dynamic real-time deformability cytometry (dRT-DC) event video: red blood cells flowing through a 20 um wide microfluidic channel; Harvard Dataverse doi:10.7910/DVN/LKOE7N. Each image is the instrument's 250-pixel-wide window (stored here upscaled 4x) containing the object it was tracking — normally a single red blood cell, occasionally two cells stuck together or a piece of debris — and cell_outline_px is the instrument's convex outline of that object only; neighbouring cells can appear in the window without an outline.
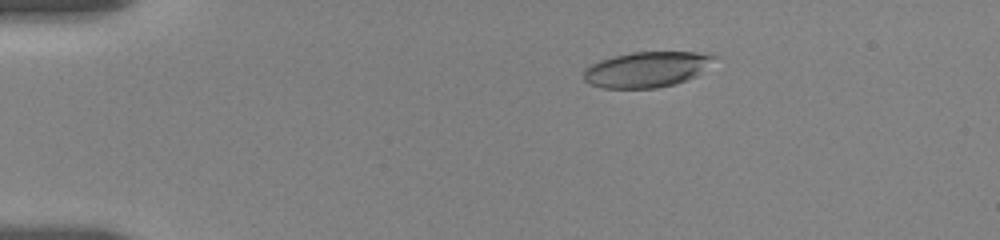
{"species": "human", "species_latin": "Homo sapiens", "temperature_condition": "room temperature", "stored_images_in_passage": 56, "camera_frame_rate_fps": 3000, "um_per_image_px": 0.085, "donor": {"sex": "female"}, "frame": {"image": 1, "passage_image": 13, "time_ms": 3.333, "image_size_px": [1000, 240], "cell_outline_px": [[720, 56], [696, 76], [676, 84], [656, 88], [600, 88], [588, 84], [584, 80], [584, 68], [588, 64], [612, 56], [632, 52], [708, 52]], "centroid_in_image_um": [54.97, 5.89], "position_along_channel_um": 30.0, "area_um2": 27.51}}
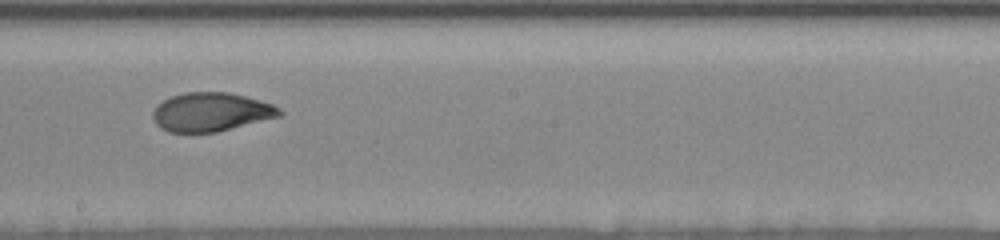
{"frame": {"image": 2, "passage_image": 35, "time_ms": 10.667, "image_size_px": [1000, 240], "cell_outline_px": [[284, 112], [280, 116], [216, 132], [168, 132], [160, 128], [156, 124], [152, 116], [152, 112], [156, 104], [172, 96], [184, 92], [228, 92], [244, 96], [272, 104], [280, 108]], "centroid_in_image_um": [17.9, 9.52], "position_along_channel_um": 230.3, "area_um2": 28.55}}
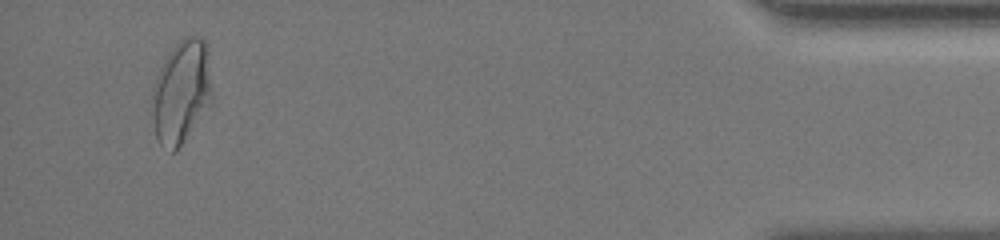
{"frame": {"image": 3, "passage_image": 53, "time_ms": 17.667, "image_size_px": [1000, 240], "cell_outline_px": [[212, 104], [176, 152], [172, 152], [160, 144], [156, 136], [152, 104], [152, 84], [168, 52], [184, 36], [200, 36], [208, 44]], "centroid_in_image_um": [15.44, 7.79], "position_along_channel_um": 419.8, "area_um2": 36.47}, "authors_computed_cell_mechanics": {"area_um2": 28.8711, "velocity_mm_per_s": 3.6356, "shape_relaxation_time_tau1_ms": 5.8636, "shape_relaxation_time_tau2_ms": 1.7701, "deformation_change_tau1": 0.1861, "deformation_change_tau2": 0.0677}}